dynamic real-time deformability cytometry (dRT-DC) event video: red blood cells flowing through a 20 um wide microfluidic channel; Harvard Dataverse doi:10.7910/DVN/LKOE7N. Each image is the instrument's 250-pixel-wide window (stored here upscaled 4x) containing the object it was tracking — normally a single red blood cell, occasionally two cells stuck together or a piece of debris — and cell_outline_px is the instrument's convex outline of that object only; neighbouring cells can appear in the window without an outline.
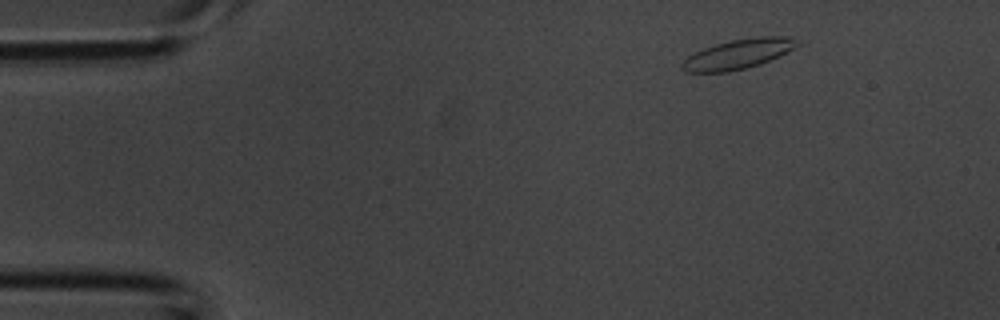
{"species": "common noctule bat (a hibernating species)", "species_latin": "Nyctalus noctula", "temperature_condition": "room temperature", "stored_images_in_passage": 4, "camera_frame_rate_fps": 3000, "um_per_image_px": 0.085, "animal": {"sex": "male", "body_mass_g": 20.1, "forearm_length_mm": 53.5}, "frame": {"image": 1, "passage_image": 1, "time_ms": 0.0, "image_size_px": [1000, 320], "cell_outline_px": [[800, 44], [760, 64], [728, 72], [688, 72], [680, 64], [688, 56], [704, 48], [716, 44], [732, 40], [756, 36], [788, 36]], "centroid_in_image_um": [62.71, 4.59], "position_along_channel_um": 22.3, "area_um2": 19.36}}
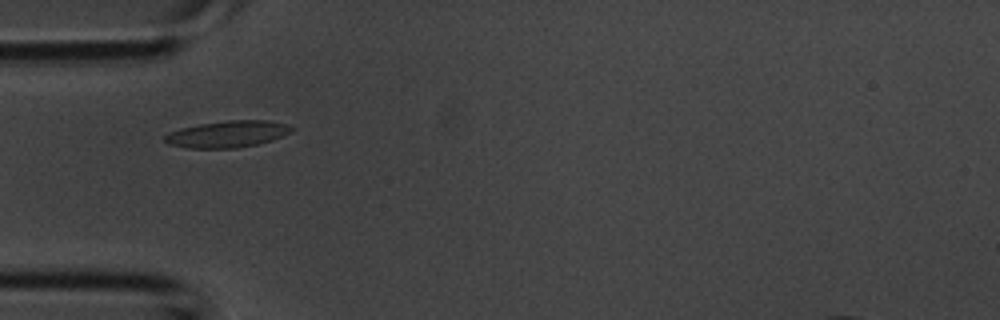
{"frame": {"image": 2, "passage_image": 3, "time_ms": 0.667, "image_size_px": [1000, 320], "cell_outline_px": [[296, 128], [272, 140], [256, 144], [236, 148], [188, 148], [168, 144], [164, 140], [164, 136], [168, 132], [180, 128], [200, 124], [228, 120], [268, 120], [284, 124]], "centroid_in_image_um": [19.28, 11.39], "position_along_channel_um": 65.7, "area_um2": 19.54}}
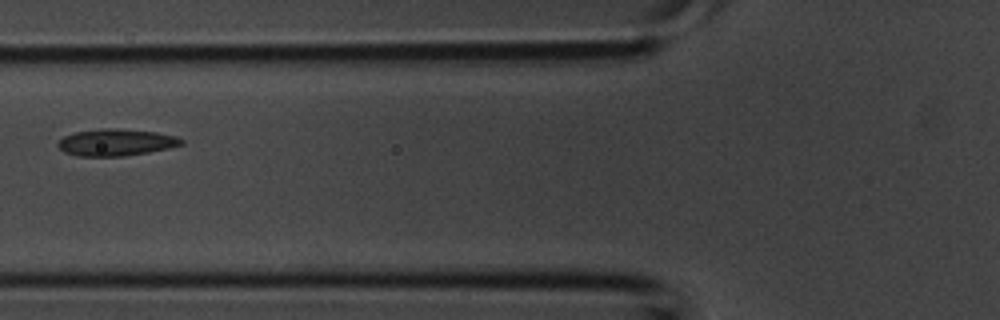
{"frame": {"image": 3, "passage_image": 4, "time_ms": 1.0, "image_size_px": [1000, 320], "cell_outline_px": [[184, 144], [168, 148], [148, 152], [124, 156], [76, 156], [64, 152], [56, 144], [64, 136], [76, 132], [100, 128], [116, 128], [156, 132], [176, 136], [184, 140]], "centroid_in_image_um": [9.86, 12.1], "position_along_channel_um": 115.9, "area_um2": 19.31}}